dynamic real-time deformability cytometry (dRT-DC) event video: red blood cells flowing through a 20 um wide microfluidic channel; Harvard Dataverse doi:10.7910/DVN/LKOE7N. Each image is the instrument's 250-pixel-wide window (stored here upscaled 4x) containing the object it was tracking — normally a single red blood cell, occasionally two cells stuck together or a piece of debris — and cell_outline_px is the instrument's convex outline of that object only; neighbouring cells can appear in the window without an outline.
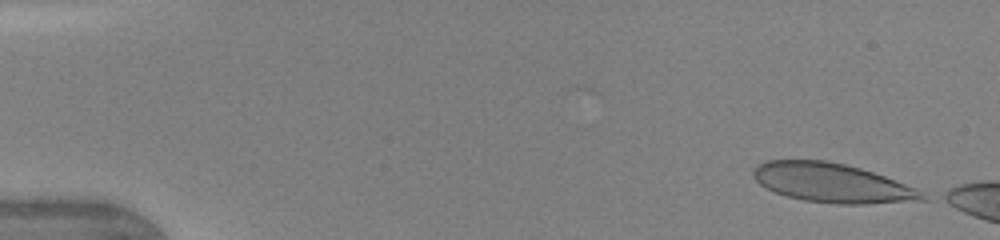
{"species": "human", "species_latin": "Homo sapiens", "temperature_condition": "warm", "stored_images_in_passage": 5, "camera_frame_rate_fps": 3000, "um_per_image_px": 0.085, "donor": {"sex": "female"}, "frame": {"image": 1, "passage_image": 1, "time_ms": 0.0, "image_size_px": [1000, 240], "cell_outline_px": [[932, 200], [864, 204], [836, 204], [804, 200], [788, 196], [776, 192], [760, 184], [752, 176], [752, 172], [756, 164], [768, 160], [824, 160], [844, 164], [860, 168], [884, 176], [916, 188], [932, 196]], "centroid_in_image_um": [70.79, 15.56], "position_along_channel_um": 14.2, "area_um2": 38.73}}